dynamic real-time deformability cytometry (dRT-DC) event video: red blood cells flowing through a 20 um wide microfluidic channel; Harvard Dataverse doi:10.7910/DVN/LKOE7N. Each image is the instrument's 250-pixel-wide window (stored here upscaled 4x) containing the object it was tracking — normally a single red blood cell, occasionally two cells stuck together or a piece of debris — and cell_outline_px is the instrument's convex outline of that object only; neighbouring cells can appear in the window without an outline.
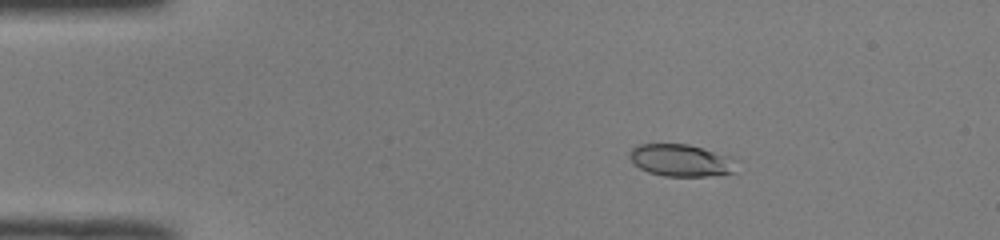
{"species": "common noctule bat (a hibernating species)", "species_latin": "Nyctalus noctula", "temperature_condition": "room temperature", "stored_images_in_passage": 43, "camera_frame_rate_fps": 3000, "um_per_image_px": 0.085, "animal": {"sex": "male", "body_mass_g": 19.0, "forearm_length_mm": 50.8}, "frame": {"image": 1, "passage_image": 1, "time_ms": 0.0, "image_size_px": [1000, 240], "cell_outline_px": [[740, 160], [736, 172], [708, 176], [664, 176], [648, 172], [640, 168], [628, 156], [628, 152], [632, 148], [640, 144], [688, 144], [732, 156]], "centroid_in_image_um": [57.97, 13.63], "position_along_channel_um": 27.0, "area_um2": 20.4}}
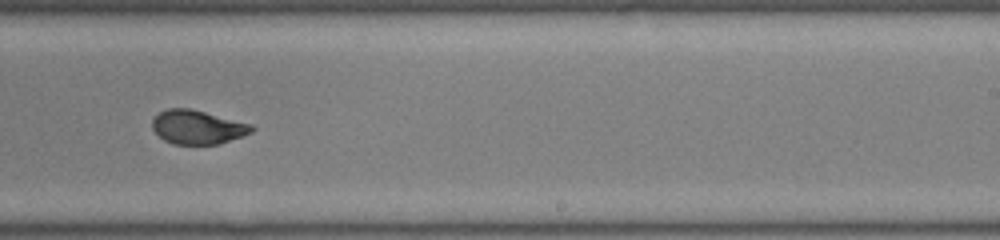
{"frame": {"image": 2, "passage_image": 24, "time_ms": 7.667, "image_size_px": [1000, 240], "cell_outline_px": [[256, 128], [252, 132], [244, 136], [220, 144], [172, 144], [164, 140], [152, 128], [152, 120], [160, 112], [168, 108], [188, 108], [252, 124]], "centroid_in_image_um": [16.82, 10.82], "position_along_channel_um": 272.2, "area_um2": 19.59}}
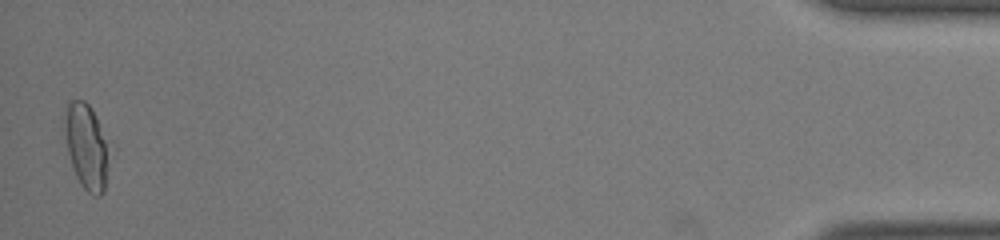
{"frame": {"image": 3, "passage_image": 42, "time_ms": 13.667, "image_size_px": [1000, 240], "cell_outline_px": [[116, 144], [104, 192], [100, 196], [92, 196], [80, 184], [76, 176], [68, 152], [64, 132], [64, 108], [68, 100], [84, 100], [92, 108]], "centroid_in_image_um": [7.49, 12.43], "position_along_channel_um": 427.7, "area_um2": 24.33}, "authors_computed_cell_mechanics": {"area_um2": 20.1722, "velocity_mm_per_s": 4.0672, "shape_relaxation_time_tau1_ms": 5.8432, "shape_relaxation_time_tau2_ms": null, "deformation_change_tau1": 0.2, "deformation_change_tau2": null}}